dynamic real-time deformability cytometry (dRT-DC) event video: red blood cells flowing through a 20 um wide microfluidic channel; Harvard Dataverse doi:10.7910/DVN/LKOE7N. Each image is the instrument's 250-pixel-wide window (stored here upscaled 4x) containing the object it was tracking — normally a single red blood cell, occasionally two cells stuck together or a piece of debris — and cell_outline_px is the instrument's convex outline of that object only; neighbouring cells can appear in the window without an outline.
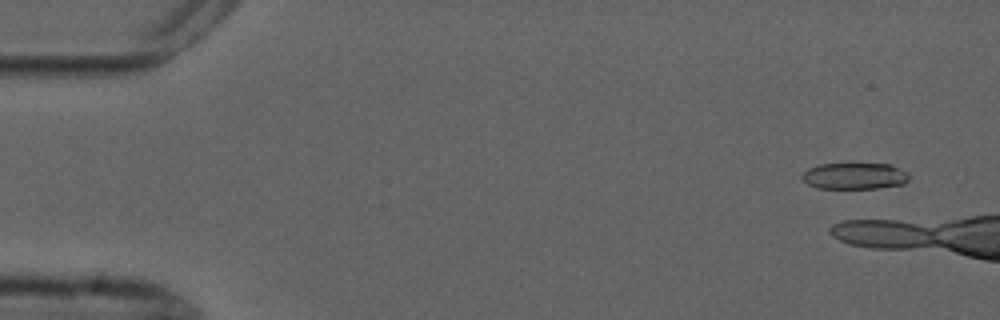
{"species": "common noctule bat (a hibernating species)", "species_latin": "Nyctalus noctula", "temperature_condition": "cold", "stored_images_in_passage": 2, "camera_frame_rate_fps": 3000, "um_per_image_px": 0.085, "animal": {"sex": "male", "forearm_length_mm": 52.5}, "frame": {"image": 1, "passage_image": 1, "time_ms": 0.0, "image_size_px": [1000, 320], "cell_outline_px": [[908, 180], [904, 184], [876, 188], [816, 188], [808, 184], [800, 176], [808, 168], [820, 164], [848, 160], [892, 164], [908, 172]], "centroid_in_image_um": [72.64, 14.89], "position_along_channel_um": 12.4, "area_um2": 17.51}}